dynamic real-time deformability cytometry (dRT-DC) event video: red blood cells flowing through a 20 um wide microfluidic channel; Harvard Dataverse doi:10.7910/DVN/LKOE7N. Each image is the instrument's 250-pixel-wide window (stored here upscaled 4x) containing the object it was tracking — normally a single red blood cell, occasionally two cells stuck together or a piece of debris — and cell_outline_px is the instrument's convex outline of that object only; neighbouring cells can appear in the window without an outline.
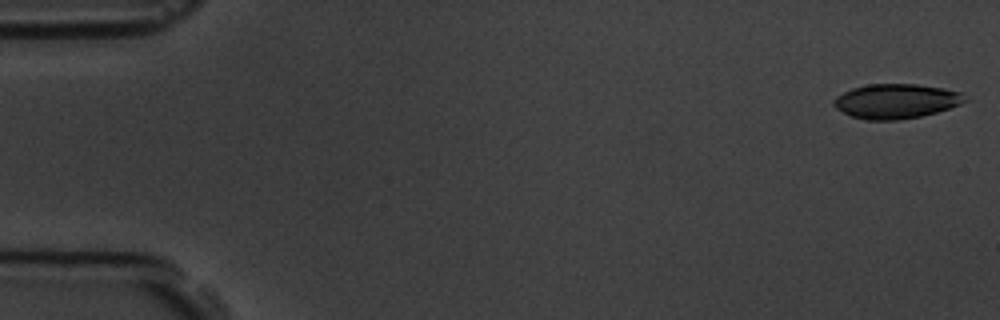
{"species": "common noctule bat (a hibernating species)", "species_latin": "Nyctalus noctula", "temperature_condition": "room temperature", "stored_images_in_passage": 11, "camera_frame_rate_fps": 3000, "um_per_image_px": 0.085, "animal": {"sex": "male", "body_mass_g": 19.5, "forearm_length_mm": 54.6}, "frame": {"image": 1, "passage_image": 1, "time_ms": 0.0, "image_size_px": [1000, 320], "cell_outline_px": [[968, 100], [960, 104], [936, 112], [920, 116], [896, 120], [864, 120], [852, 116], [836, 108], [832, 104], [832, 100], [836, 96], [852, 88], [868, 84], [916, 84], [944, 88], [960, 92]], "centroid_in_image_um": [76.14, 8.59], "position_along_channel_um": 8.9, "area_um2": 26.36}}
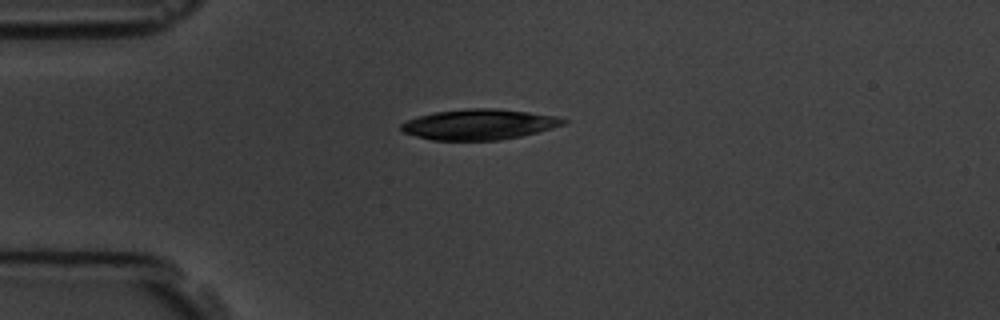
{"frame": {"image": 2, "passage_image": 4, "time_ms": 4.333, "image_size_px": [1000, 320], "cell_outline_px": [[568, 120], [564, 124], [552, 128], [520, 136], [500, 140], [432, 140], [416, 136], [404, 132], [400, 128], [400, 124], [408, 120], [432, 112], [464, 108], [496, 108], [528, 112], [556, 116]], "centroid_in_image_um": [40.71, 10.57], "position_along_channel_um": 44.3, "area_um2": 28.73}}
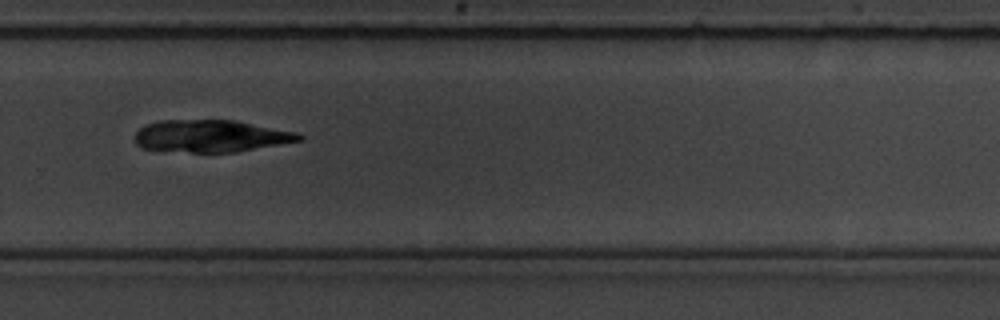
{"frame": {"image": 3, "passage_image": 11, "time_ms": 12.333, "image_size_px": [1000, 320], "cell_outline_px": [[304, 140], [236, 152], [192, 152], [140, 148], [136, 144], [136, 132], [144, 124], [160, 120], [232, 120], [296, 132], [304, 136]], "centroid_in_image_um": [17.92, 11.56], "position_along_channel_um": 311.9, "area_um2": 30.69}}